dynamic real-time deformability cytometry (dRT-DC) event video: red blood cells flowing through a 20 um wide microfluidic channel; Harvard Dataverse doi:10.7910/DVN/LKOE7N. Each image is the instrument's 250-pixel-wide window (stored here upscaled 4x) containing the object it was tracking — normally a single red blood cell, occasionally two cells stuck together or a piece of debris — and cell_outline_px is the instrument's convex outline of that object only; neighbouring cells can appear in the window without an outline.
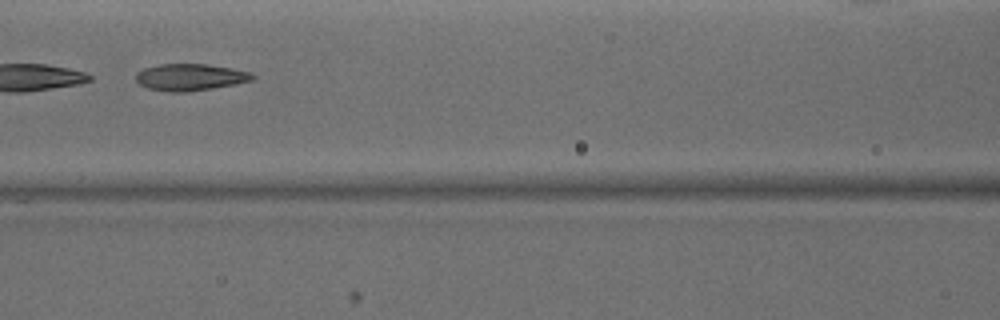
{"species": "common noctule bat (a hibernating species)", "species_latin": "Nyctalus noctula", "temperature_condition": "warm", "stored_images_in_passage": 30, "camera_frame_rate_fps": 3000, "um_per_image_px": 0.085, "animal": {"sex": "male", "body_mass_g": 15.6}, "frame": {"image": 1, "passage_image": 13, "time_ms": 4.0, "image_size_px": [1000, 320], "cell_outline_px": [[256, 76], [252, 80], [236, 84], [212, 88], [184, 92], [172, 92], [148, 88], [140, 84], [136, 80], [136, 72], [144, 68], [160, 64], [204, 64], [232, 68], [248, 72]], "centroid_in_image_um": [16.15, 6.56], "position_along_channel_um": 150.4, "area_um2": 18.03}, "authors_computed_cell_mechanics": {"area_um2": 18.1203, "velocity_mm_per_s": 4.1496, "shape_relaxation_time_tau1_ms": null, "shape_relaxation_time_tau2_ms": 2.9922, "deformation_change_tau1": null, "deformation_change_tau2": 0.1249}}